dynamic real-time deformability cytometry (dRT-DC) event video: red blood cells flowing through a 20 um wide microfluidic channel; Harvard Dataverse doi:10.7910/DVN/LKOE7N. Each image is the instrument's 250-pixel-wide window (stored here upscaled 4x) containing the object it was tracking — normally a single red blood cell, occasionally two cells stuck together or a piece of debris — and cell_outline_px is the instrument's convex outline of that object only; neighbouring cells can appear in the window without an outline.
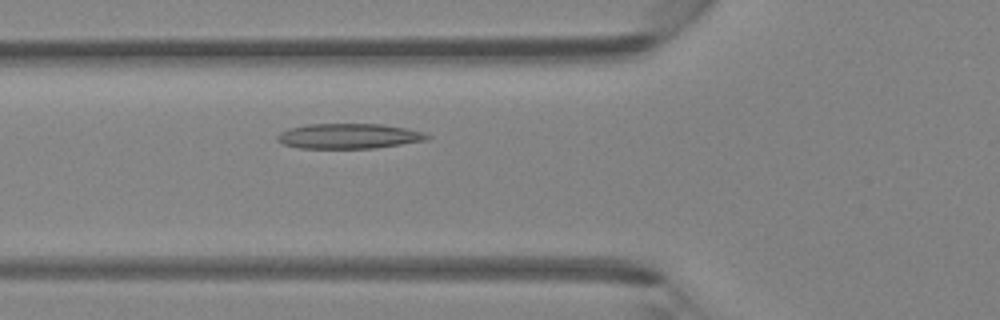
{"species": "Egyptian fruit bat (a non-hibernating species)", "species_latin": "Rousettus aegyptiacus", "temperature_condition": "room temperature", "stored_images_in_passage": 42, "camera_frame_rate_fps": 3000, "um_per_image_px": 0.085, "animal": {"sex": "female"}, "frame": {"image": 1, "passage_image": 13, "time_ms": 4.0, "image_size_px": [1000, 320], "cell_outline_px": [[432, 136], [428, 140], [376, 148], [300, 148], [284, 144], [276, 140], [276, 136], [280, 132], [288, 128], [308, 124], [380, 124], [404, 128], [424, 132]], "centroid_in_image_um": [29.65, 11.57], "position_along_channel_um": 96.1, "area_um2": 21.96}}
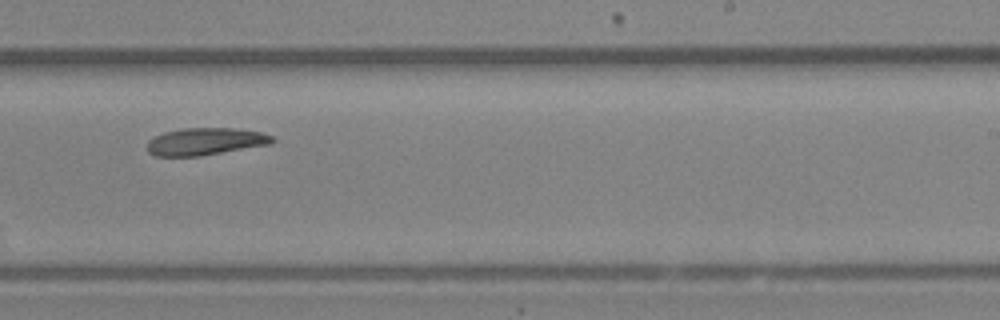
{"frame": {"image": 2, "passage_image": 25, "time_ms": 8.0, "image_size_px": [1000, 320], "cell_outline_px": [[276, 140], [272, 144], [200, 156], [156, 156], [148, 152], [148, 140], [164, 132], [184, 128], [236, 128], [260, 132], [272, 136]], "centroid_in_image_um": [17.48, 12.03], "position_along_channel_um": 271.5, "area_um2": 19.88}}
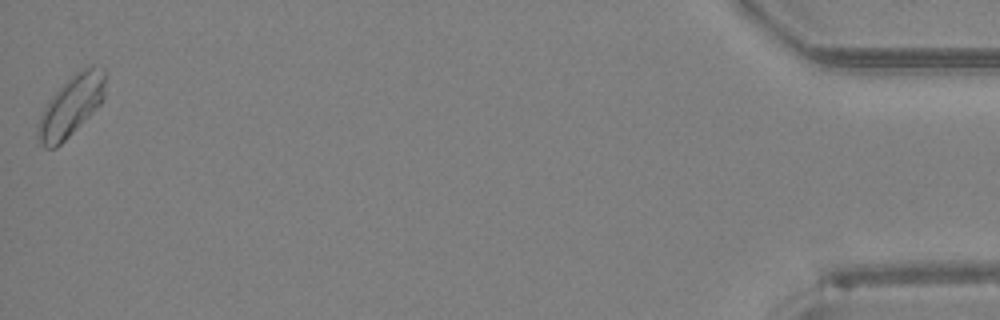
{"frame": {"image": 3, "passage_image": 42, "time_ms": 13.667, "image_size_px": [1000, 320], "cell_outline_px": [[108, 76], [104, 96], [100, 104], [56, 148], [44, 148], [36, 136], [36, 124], [48, 100], [76, 72], [92, 64], [104, 68], [108, 72]], "centroid_in_image_um": [6.07, 8.97], "position_along_channel_um": 429.1, "area_um2": 23.76}}